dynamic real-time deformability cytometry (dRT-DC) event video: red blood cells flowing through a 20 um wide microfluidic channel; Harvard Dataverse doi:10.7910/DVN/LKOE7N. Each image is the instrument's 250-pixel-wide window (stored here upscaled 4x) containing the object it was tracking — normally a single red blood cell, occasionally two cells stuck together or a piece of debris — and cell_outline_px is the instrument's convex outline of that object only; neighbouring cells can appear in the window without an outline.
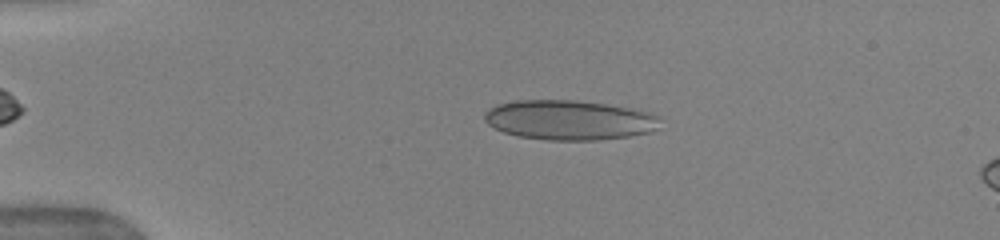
{"species": "human", "species_latin": "Homo sapiens", "temperature_condition": "warm", "stored_images_in_passage": 50, "camera_frame_rate_fps": 3000, "um_per_image_px": 0.085, "donor": {"sex": "female"}, "frame": {"image": 1, "passage_image": 11, "time_ms": 3.333, "image_size_px": [1000, 240], "cell_outline_px": [[660, 128], [648, 132], [628, 136], [596, 140], [548, 140], [516, 136], [504, 132], [488, 124], [484, 120], [484, 112], [488, 108], [496, 104], [516, 100], [576, 100], [632, 108], [652, 112], [660, 116]], "centroid_in_image_um": [48.39, 10.19], "position_along_channel_um": 36.6, "area_um2": 40.98}}
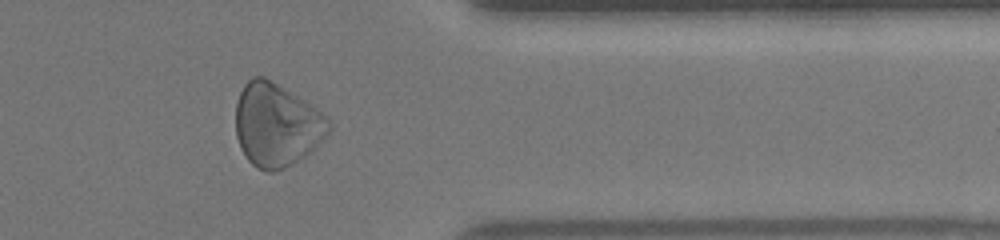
{"frame": {"image": 2, "passage_image": 42, "time_ms": 13.667, "image_size_px": [1000, 240], "cell_outline_px": [[332, 128], [316, 148], [312, 152], [284, 168], [272, 172], [264, 172], [256, 168], [248, 160], [240, 148], [236, 136], [236, 104], [240, 92], [244, 84], [252, 76], [264, 76], [304, 100], [328, 116], [332, 124]], "centroid_in_image_um": [23.52, 10.63], "position_along_channel_um": 387.9, "area_um2": 45.43}}
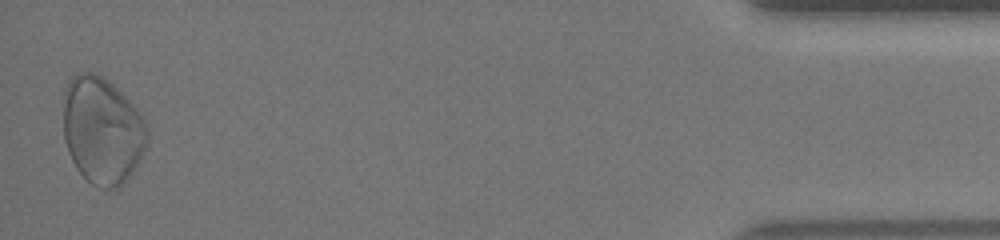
{"frame": {"image": 3, "passage_image": 50, "time_ms": 16.333, "image_size_px": [1000, 240], "cell_outline_px": [[148, 144], [136, 168], [128, 180], [120, 188], [100, 188], [92, 184], [76, 168], [68, 152], [64, 140], [64, 92], [68, 80], [76, 72], [92, 72], [108, 80], [136, 108], [144, 120], [148, 128]], "centroid_in_image_um": [8.7, 11.11], "position_along_channel_um": 426.5, "area_um2": 52.77}, "authors_computed_cell_mechanics": {"area_um2": 39.9398, "velocity_mm_per_s": 3.9461, "shape_relaxation_time_tau1_ms": 5.3302, "shape_relaxation_time_tau2_ms": 1.0155, "deformation_change_tau1": 0.1432, "deformation_change_tau2": 0.0965}}